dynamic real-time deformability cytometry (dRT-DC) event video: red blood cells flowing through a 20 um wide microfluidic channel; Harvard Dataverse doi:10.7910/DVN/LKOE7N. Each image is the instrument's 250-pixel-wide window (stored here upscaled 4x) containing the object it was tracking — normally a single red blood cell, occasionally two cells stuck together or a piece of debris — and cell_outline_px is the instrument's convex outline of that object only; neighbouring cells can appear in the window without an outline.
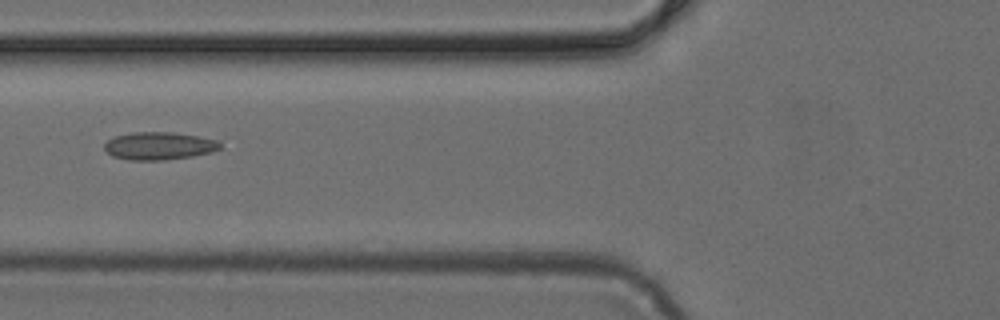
{"species": "common noctule bat (a hibernating species)", "species_latin": "Nyctalus noctula", "temperature_condition": "cold", "stored_images_in_passage": 3, "camera_frame_rate_fps": 3000, "um_per_image_px": 0.085, "animal": {"sex": "female", "body_mass_g": 24.6, "forearm_length_mm": 56.2}, "frame": {"image": 1, "passage_image": 3, "time_ms": 0.667, "image_size_px": [1000, 320], "cell_outline_px": [[220, 148], [212, 152], [192, 156], [164, 160], [128, 160], [112, 156], [104, 148], [104, 144], [108, 140], [116, 136], [132, 132], [172, 132], [220, 140]], "centroid_in_image_um": [13.52, 12.4], "position_along_channel_um": 112.3, "area_um2": 18.67}}